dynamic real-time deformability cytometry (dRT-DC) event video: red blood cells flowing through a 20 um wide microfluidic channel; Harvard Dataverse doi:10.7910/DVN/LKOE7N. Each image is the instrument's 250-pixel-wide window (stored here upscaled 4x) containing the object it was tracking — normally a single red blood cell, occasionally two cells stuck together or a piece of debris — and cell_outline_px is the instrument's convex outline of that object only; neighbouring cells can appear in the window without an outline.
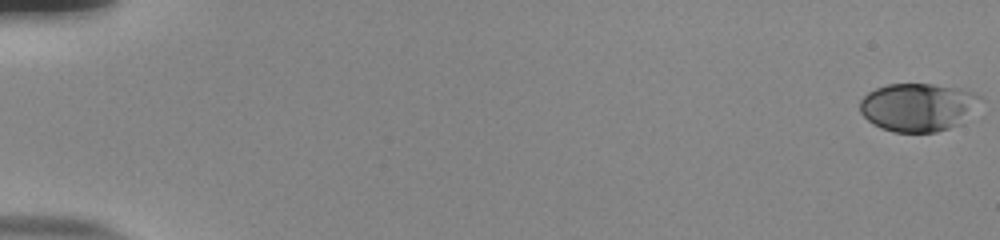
{"species": "human", "species_latin": "Homo sapiens", "temperature_condition": "room temperature", "stored_images_in_passage": 56, "camera_frame_rate_fps": 3000, "um_per_image_px": 0.085, "donor": {"sex": "male"}, "frame": {"image": 1, "passage_image": 1, "time_ms": 0.0, "image_size_px": [1000, 240], "cell_outline_px": [[980, 96], [960, 124], [936, 132], [892, 132], [880, 128], [872, 124], [860, 112], [860, 100], [868, 92], [876, 88], [888, 84], [932, 84], [960, 88], [972, 92]], "centroid_in_image_um": [77.93, 9.11], "position_along_channel_um": 7.1, "area_um2": 33.29}}
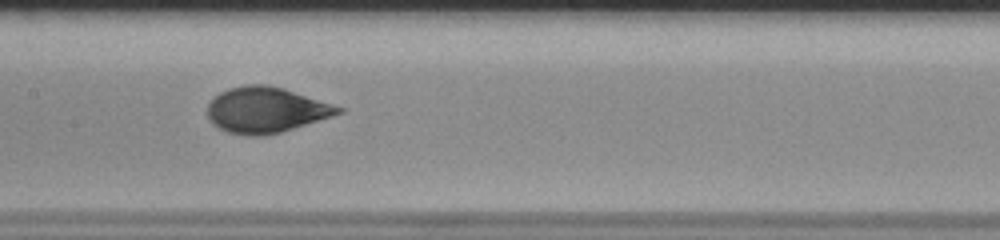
{"frame": {"image": 2, "passage_image": 30, "time_ms": 9.667, "image_size_px": [1000, 240], "cell_outline_px": [[344, 112], [332, 116], [280, 132], [264, 136], [248, 136], [228, 132], [212, 124], [208, 116], [208, 104], [220, 92], [228, 88], [244, 84], [268, 84], [284, 88], [344, 108]], "centroid_in_image_um": [22.59, 9.34], "position_along_channel_um": 184.8, "area_um2": 34.68}}
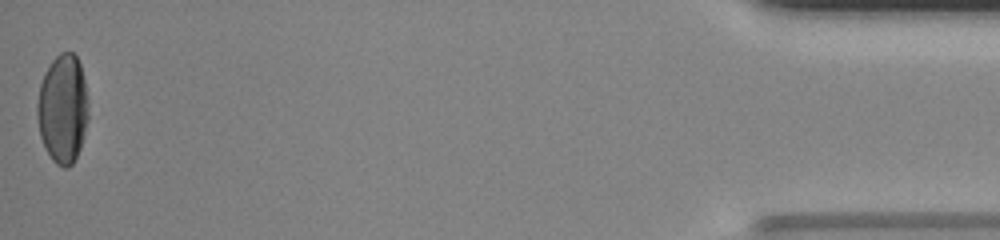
{"frame": {"image": 3, "passage_image": 56, "time_ms": 18.333, "image_size_px": [1000, 240], "cell_outline_px": [[88, 120], [84, 136], [80, 148], [72, 164], [68, 168], [64, 168], [56, 164], [52, 160], [44, 148], [40, 136], [36, 116], [36, 104], [40, 84], [44, 72], [52, 60], [60, 52], [72, 52], [76, 56], [80, 64], [84, 80], [88, 104]], "centroid_in_image_um": [5.32, 9.26], "position_along_channel_um": 429.9, "area_um2": 32.83}, "authors_computed_cell_mechanics": {"area_um2": 33.6107, "velocity_mm_per_s": 3.795, "shape_relaxation_time_tau1_ms": 4.3113, "shape_relaxation_time_tau2_ms": null, "deformation_change_tau1": 0.1869, "deformation_change_tau2": null}}